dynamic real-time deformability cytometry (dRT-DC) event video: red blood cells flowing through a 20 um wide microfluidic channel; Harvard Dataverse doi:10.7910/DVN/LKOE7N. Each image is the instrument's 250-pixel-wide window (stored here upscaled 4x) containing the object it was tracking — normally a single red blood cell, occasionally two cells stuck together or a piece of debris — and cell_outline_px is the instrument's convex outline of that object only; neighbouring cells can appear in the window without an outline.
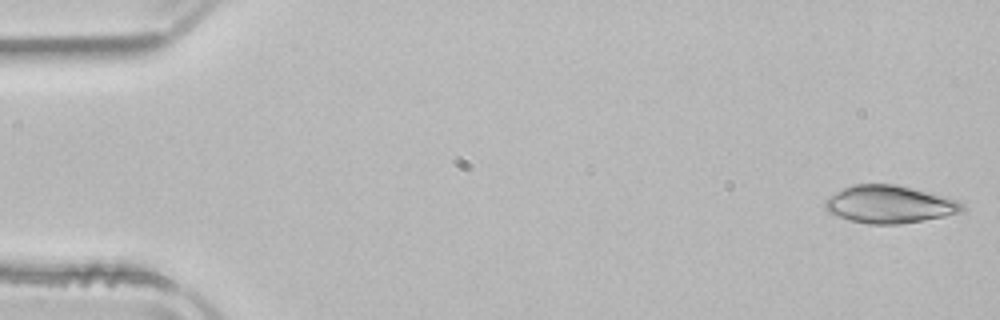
{"species": "common noctule bat (a hibernating species)", "species_latin": "Nyctalus noctula", "temperature_condition": "room temperature", "stored_images_in_passage": 51, "camera_frame_rate_fps": 3000, "um_per_image_px": 0.085, "animal": {"sex": "male", "body_mass_g": 21.5, "forearm_length_mm": 52.0}, "frame": {"image": 1, "passage_image": 1, "time_ms": 0.0, "image_size_px": [1000, 320], "cell_outline_px": [[964, 212], [924, 220], [900, 224], [868, 224], [836, 216], [828, 212], [824, 208], [824, 200], [828, 196], [852, 184], [896, 184], [956, 200], [964, 204]], "centroid_in_image_um": [75.56, 17.37], "position_along_channel_um": 9.4, "area_um2": 29.94}}
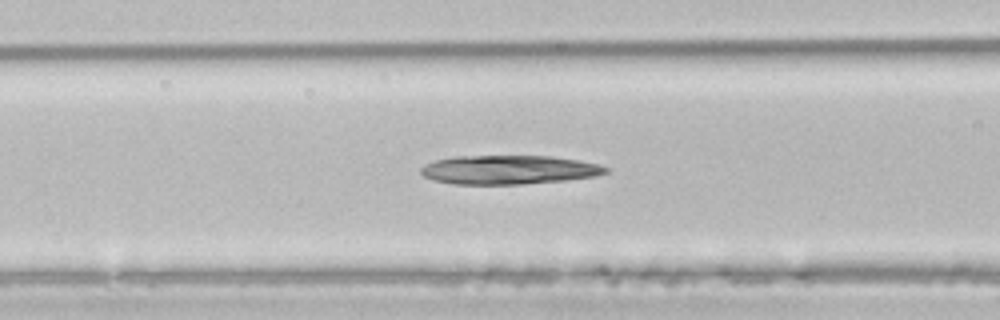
{"frame": {"image": 2, "passage_image": 20, "time_ms": 6.333, "image_size_px": [1000, 320], "cell_outline_px": [[608, 172], [596, 176], [564, 180], [520, 184], [452, 184], [432, 180], [424, 176], [420, 172], [420, 168], [424, 164], [436, 160], [456, 156], [552, 156], [580, 160], [600, 164], [608, 168]], "centroid_in_image_um": [43.24, 14.42], "position_along_channel_um": 123.4, "area_um2": 31.27}}
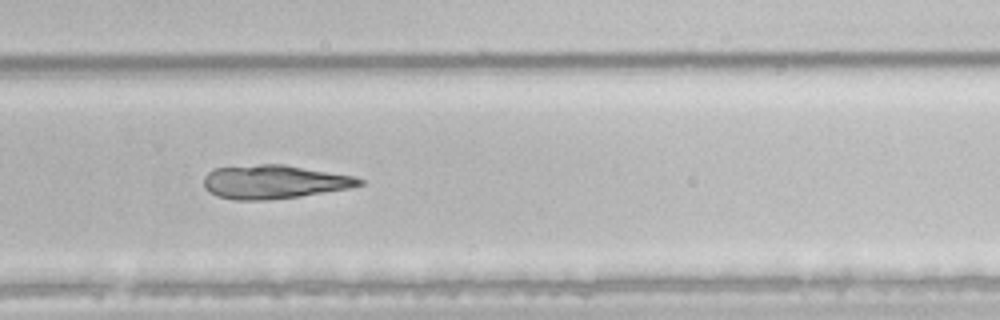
{"frame": {"image": 3, "passage_image": 34, "time_ms": 11.0, "image_size_px": [1000, 320], "cell_outline_px": [[364, 184], [352, 188], [300, 196], [268, 200], [232, 200], [216, 196], [208, 192], [204, 188], [204, 176], [208, 172], [216, 168], [260, 164], [284, 164], [352, 176], [364, 180]], "centroid_in_image_um": [23.27, 15.47], "position_along_channel_um": 306.5, "area_um2": 30.63}}